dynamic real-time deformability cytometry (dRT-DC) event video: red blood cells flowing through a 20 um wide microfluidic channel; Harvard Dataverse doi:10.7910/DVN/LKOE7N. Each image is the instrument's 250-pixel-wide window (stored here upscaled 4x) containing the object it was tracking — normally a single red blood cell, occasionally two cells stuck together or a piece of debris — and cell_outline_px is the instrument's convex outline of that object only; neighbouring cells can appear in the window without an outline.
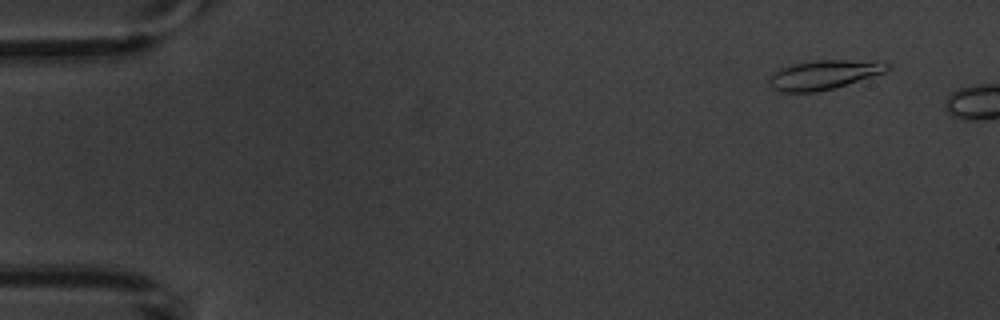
{"species": "common noctule bat (a hibernating species)", "species_latin": "Nyctalus noctula", "temperature_condition": "warm", "stored_images_in_passage": 3, "camera_frame_rate_fps": 3000, "um_per_image_px": 0.085, "animal": {"sex": "male", "body_mass_g": 20.1, "forearm_length_mm": 53.5}, "frame": {"image": 1, "passage_image": 1, "time_ms": 0.0, "image_size_px": [1000, 320], "cell_outline_px": [[888, 68], [884, 72], [872, 76], [832, 88], [816, 92], [784, 92], [772, 88], [768, 80], [780, 68], [792, 64], [816, 60], [880, 60], [888, 64]], "centroid_in_image_um": [70.03, 6.34], "position_along_channel_um": 15.0, "area_um2": 19.83}}